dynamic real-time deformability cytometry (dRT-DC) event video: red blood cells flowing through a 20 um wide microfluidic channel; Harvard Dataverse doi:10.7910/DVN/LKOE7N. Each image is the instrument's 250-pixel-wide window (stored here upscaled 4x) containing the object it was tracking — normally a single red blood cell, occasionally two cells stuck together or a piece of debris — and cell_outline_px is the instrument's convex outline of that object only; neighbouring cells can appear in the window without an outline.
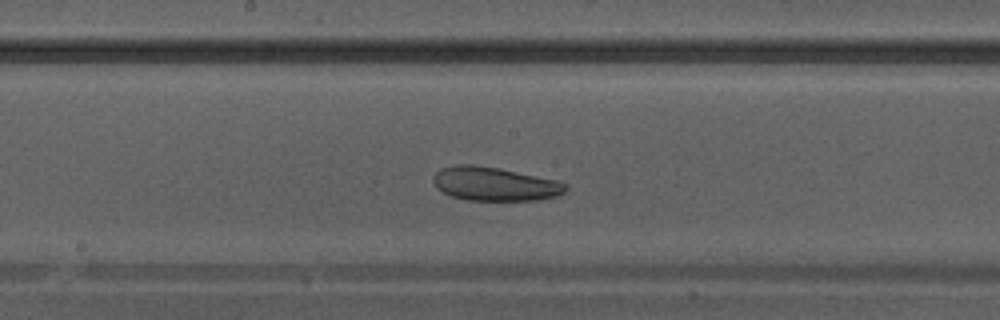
{"species": "Egyptian fruit bat (a non-hibernating species)", "species_latin": "Rousettus aegyptiacus", "temperature_condition": "warm", "stored_images_in_passage": 16, "camera_frame_rate_fps": 3000, "um_per_image_px": 0.085, "animal": {"sex": "male"}, "frame": {"image": 1, "passage_image": 15, "time_ms": 4.667, "image_size_px": [1000, 320], "cell_outline_px": [[568, 188], [560, 196], [540, 200], [468, 200], [452, 196], [436, 188], [432, 180], [436, 172], [440, 168], [456, 164], [472, 164], [496, 168], [556, 180], [568, 184]], "centroid_in_image_um": [42.05, 15.64], "position_along_channel_um": 206.1, "area_um2": 26.01}}